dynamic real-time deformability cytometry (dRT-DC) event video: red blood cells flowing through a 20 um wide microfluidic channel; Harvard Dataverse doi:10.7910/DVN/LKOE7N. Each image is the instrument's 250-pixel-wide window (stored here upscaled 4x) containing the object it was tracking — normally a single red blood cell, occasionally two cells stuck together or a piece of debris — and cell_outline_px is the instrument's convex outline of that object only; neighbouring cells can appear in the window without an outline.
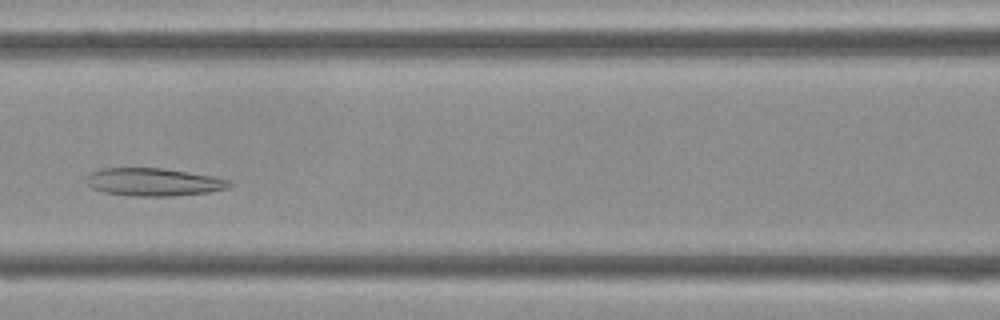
{"species": "Egyptian fruit bat (a non-hibernating species)", "species_latin": "Rousettus aegyptiacus", "temperature_condition": "cold", "stored_images_in_passage": 41, "camera_frame_rate_fps": 3000, "um_per_image_px": 0.085, "frame": {"image": 1, "passage_image": 16, "time_ms": 5.0, "image_size_px": [1000, 320], "cell_outline_px": [[236, 184], [228, 188], [208, 192], [172, 196], [132, 196], [104, 192], [92, 188], [84, 180], [92, 172], [100, 168], [164, 168], [212, 176], [228, 180]], "centroid_in_image_um": [13.06, 15.47], "position_along_channel_um": 153.5, "area_um2": 23.24}}
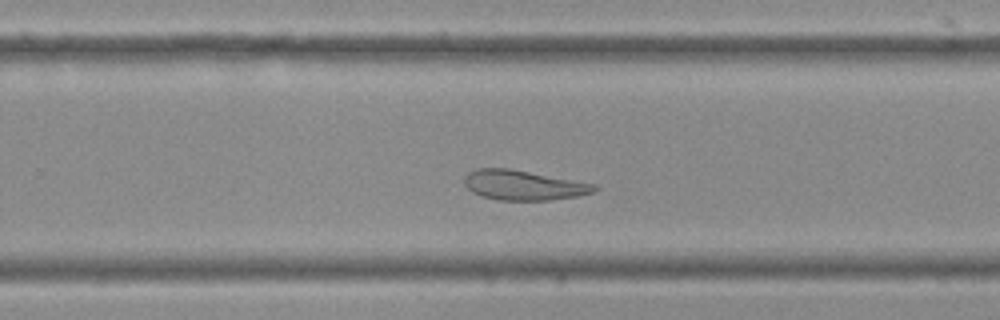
{"frame": {"image": 2, "passage_image": 25, "time_ms": 8.0, "image_size_px": [1000, 320], "cell_outline_px": [[600, 188], [592, 192], [576, 196], [548, 200], [496, 200], [472, 192], [464, 184], [464, 176], [468, 172], [476, 168], [508, 168], [596, 184]], "centroid_in_image_um": [44.47, 15.73], "position_along_channel_um": 285.3, "area_um2": 22.48}}
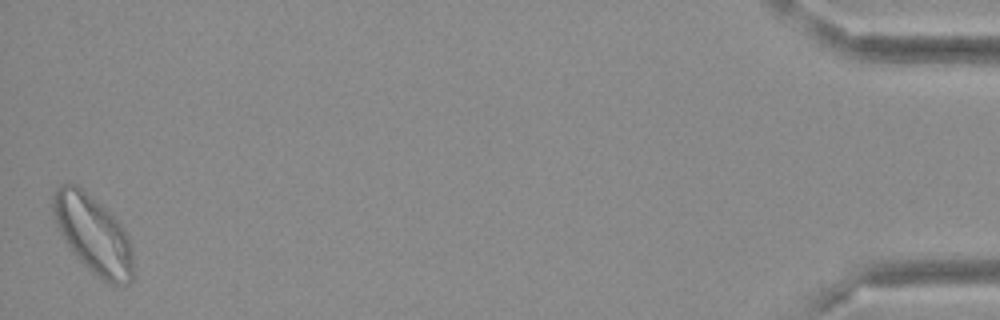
{"frame": {"image": 3, "passage_image": 41, "time_ms": 13.333, "image_size_px": [1000, 320], "cell_outline_px": [[136, 276], [128, 284], [108, 284], [92, 272], [72, 252], [64, 240], [52, 216], [52, 196], [56, 188], [60, 184], [76, 184], [100, 204], [124, 228], [128, 236], [132, 248]], "centroid_in_image_um": [7.94, 19.96], "position_along_channel_um": 427.3, "area_um2": 36.65}}